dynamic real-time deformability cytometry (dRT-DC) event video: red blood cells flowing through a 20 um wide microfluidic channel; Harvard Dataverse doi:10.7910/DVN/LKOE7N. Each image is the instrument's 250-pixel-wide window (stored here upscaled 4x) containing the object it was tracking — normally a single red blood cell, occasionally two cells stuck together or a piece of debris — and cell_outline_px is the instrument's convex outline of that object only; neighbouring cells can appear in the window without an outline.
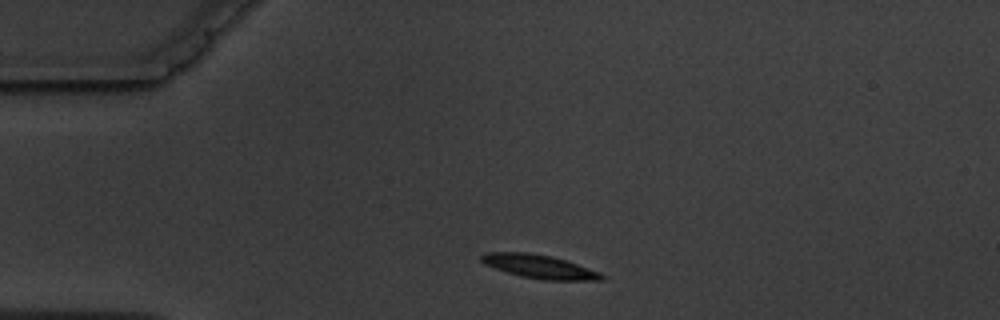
{"species": "common noctule bat (a hibernating species)", "species_latin": "Nyctalus noctula", "temperature_condition": "warm", "stored_images_in_passage": 2, "camera_frame_rate_fps": 3000, "um_per_image_px": 0.085, "animal": {"sex": "male", "body_mass_g": 19.5, "forearm_length_mm": 54.6}, "frame": {"image": 1, "passage_image": 1, "time_ms": 0.0, "image_size_px": [1000, 320], "cell_outline_px": [[604, 280], [544, 280], [520, 276], [484, 264], [480, 260], [480, 256], [484, 252], [528, 252], [552, 256], [600, 272], [604, 276]], "centroid_in_image_um": [45.81, 22.65], "position_along_channel_um": 39.2, "area_um2": 16.42}}